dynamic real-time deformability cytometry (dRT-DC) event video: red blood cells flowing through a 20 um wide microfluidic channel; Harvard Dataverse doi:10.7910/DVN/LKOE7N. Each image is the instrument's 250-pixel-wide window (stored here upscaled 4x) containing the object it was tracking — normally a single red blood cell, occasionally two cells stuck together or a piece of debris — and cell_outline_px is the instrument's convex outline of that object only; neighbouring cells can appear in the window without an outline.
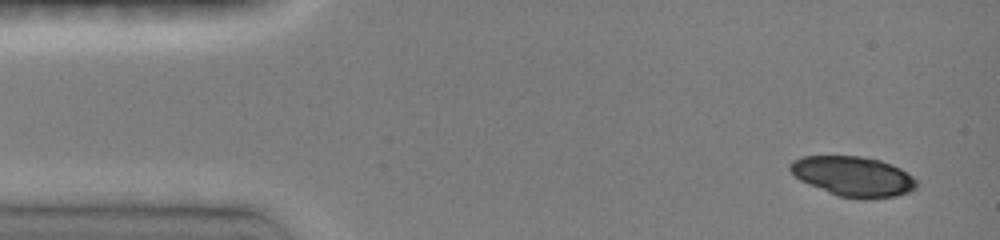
{"species": "common noctule bat (a hibernating species)", "species_latin": "Nyctalus noctula", "temperature_condition": "room temperature", "stored_images_in_passage": 6, "camera_frame_rate_fps": 3000, "um_per_image_px": 0.085, "animal": {"sex": "female", "body_mass_g": 19.0, "forearm_length_mm": 51.5}, "frame": {"image": 1, "passage_image": 1, "time_ms": 0.0, "image_size_px": [1000, 240], "cell_outline_px": [[920, 184], [916, 188], [908, 192], [896, 196], [864, 200], [860, 200], [840, 196], [808, 184], [800, 180], [788, 168], [788, 164], [792, 160], [804, 156], [860, 156], [880, 160], [900, 168], [912, 176]], "centroid_in_image_um": [72.53, 15.0], "position_along_channel_um": 12.5, "area_um2": 29.54}}